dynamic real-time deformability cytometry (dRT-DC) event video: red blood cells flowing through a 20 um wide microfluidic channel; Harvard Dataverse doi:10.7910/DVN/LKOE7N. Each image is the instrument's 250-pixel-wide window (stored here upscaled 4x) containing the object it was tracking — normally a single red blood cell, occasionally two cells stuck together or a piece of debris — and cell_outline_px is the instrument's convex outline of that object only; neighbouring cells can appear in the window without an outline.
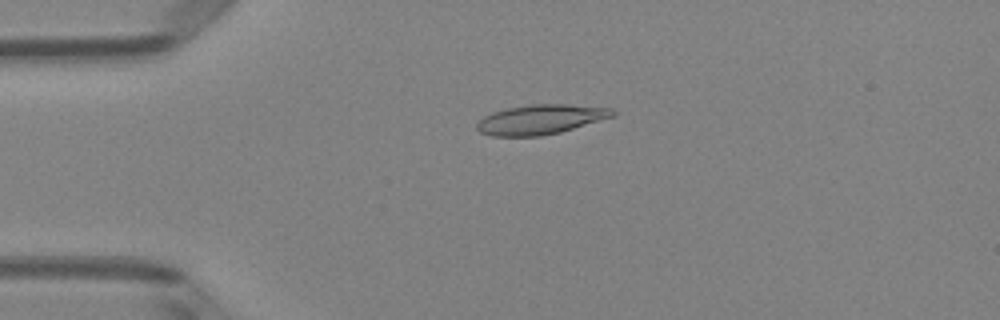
{"species": "Egyptian fruit bat (a non-hibernating species)", "species_latin": "Rousettus aegyptiacus", "temperature_condition": "room temperature", "stored_images_in_passage": 51, "camera_frame_rate_fps": 3000, "um_per_image_px": 0.085, "animal": {"sex": "female"}, "frame": {"image": 1, "passage_image": 12, "time_ms": 3.667, "image_size_px": [1000, 320], "cell_outline_px": [[616, 116], [560, 132], [540, 136], [492, 136], [480, 132], [476, 128], [476, 124], [484, 116], [492, 112], [508, 108], [532, 104], [568, 104], [612, 108], [616, 112]], "centroid_in_image_um": [45.98, 10.15], "position_along_channel_um": 39.0, "area_um2": 23.52}}
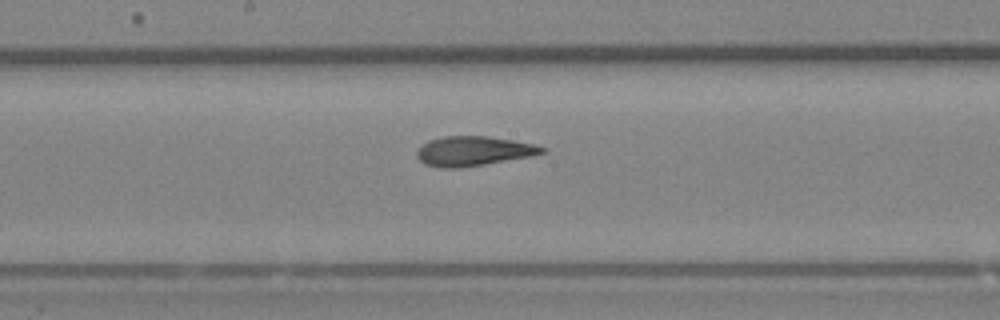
{"frame": {"image": 2, "passage_image": 27, "time_ms": 8.667, "image_size_px": [1000, 320], "cell_outline_px": [[548, 148], [544, 152], [532, 156], [460, 168], [440, 168], [424, 164], [416, 156], [416, 152], [428, 140], [444, 136], [488, 136], [512, 140], [532, 144]], "centroid_in_image_um": [40.23, 12.84], "position_along_channel_um": 208.0, "area_um2": 21.5}}
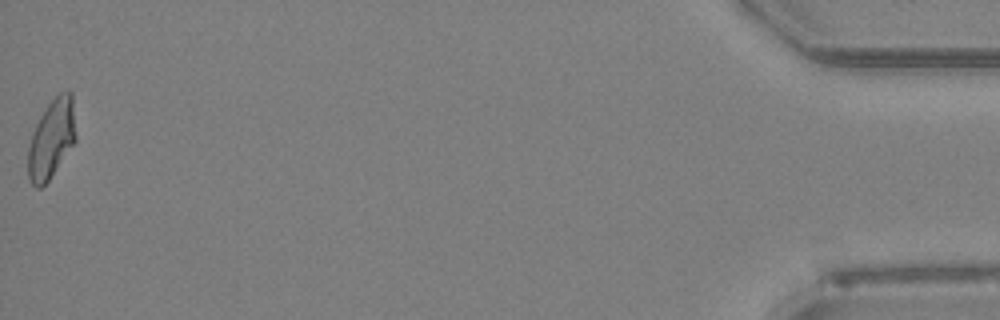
{"frame": {"image": 3, "passage_image": 51, "time_ms": 16.667, "image_size_px": [1000, 320], "cell_outline_px": [[76, 140], [48, 180], [40, 188], [36, 188], [28, 180], [28, 148], [32, 132], [40, 116], [48, 104], [60, 92], [68, 88], [72, 92], [76, 136]], "centroid_in_image_um": [4.38, 11.77], "position_along_channel_um": 430.8, "area_um2": 21.91}, "authors_computed_cell_mechanics": {"area_um2": 21.7906, "velocity_mm_per_s": 3.9871, "shape_relaxation_time_tau1_ms": null, "shape_relaxation_time_tau2_ms": 1.905, "deformation_change_tau1": null, "deformation_change_tau2": 0.1013}}